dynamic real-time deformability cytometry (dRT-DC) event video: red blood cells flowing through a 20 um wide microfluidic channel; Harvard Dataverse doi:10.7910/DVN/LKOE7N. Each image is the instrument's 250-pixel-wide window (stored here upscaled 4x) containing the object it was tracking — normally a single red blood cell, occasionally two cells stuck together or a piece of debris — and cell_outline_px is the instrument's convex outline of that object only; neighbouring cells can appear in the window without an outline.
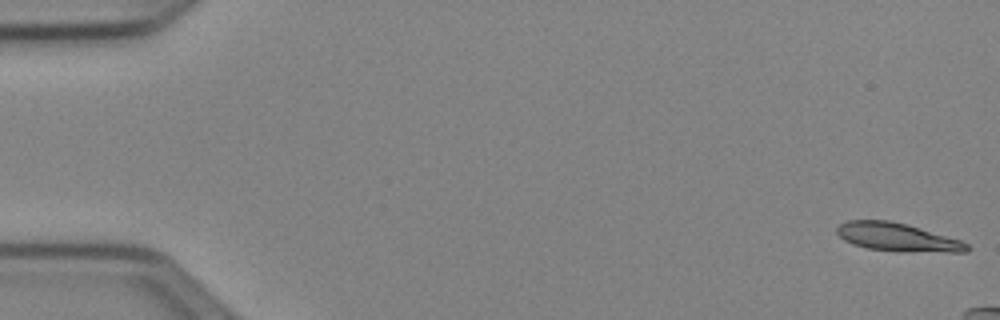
{"species": "Egyptian fruit bat (a non-hibernating species)", "species_latin": "Rousettus aegyptiacus", "temperature_condition": "cold", "stored_images_in_passage": 10, "camera_frame_rate_fps": 3000, "um_per_image_px": 0.085, "animal": {"sex": "female"}, "frame": {"image": 1, "passage_image": 1, "time_ms": 0.0, "image_size_px": [1000, 320], "cell_outline_px": [[972, 248], [968, 252], [896, 252], [868, 248], [852, 244], [844, 240], [836, 232], [836, 228], [840, 224], [848, 220], [888, 220], [908, 224], [960, 240], [968, 244]], "centroid_in_image_um": [76.3, 20.17], "position_along_channel_um": 8.7, "area_um2": 21.68}}